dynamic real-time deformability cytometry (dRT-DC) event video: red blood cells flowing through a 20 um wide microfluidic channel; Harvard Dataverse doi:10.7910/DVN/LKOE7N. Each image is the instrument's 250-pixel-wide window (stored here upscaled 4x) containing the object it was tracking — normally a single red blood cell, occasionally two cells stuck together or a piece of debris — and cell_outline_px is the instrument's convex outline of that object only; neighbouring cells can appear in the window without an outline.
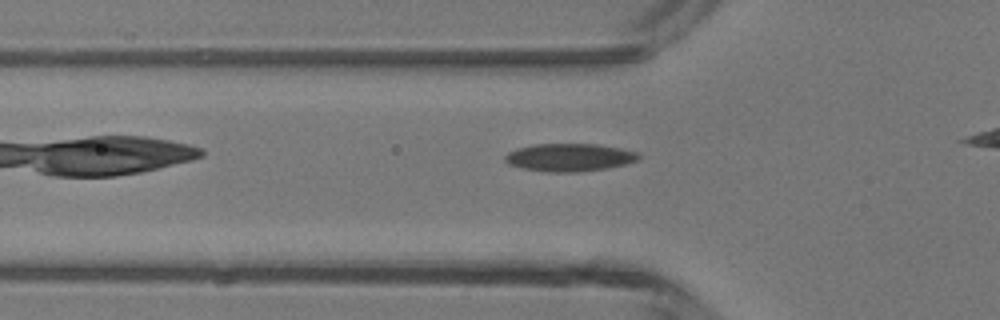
{"species": "common noctule bat (a hibernating species)", "species_latin": "Nyctalus noctula", "temperature_condition": "room temperature", "stored_images_in_passage": 10, "camera_frame_rate_fps": 3000, "um_per_image_px": 0.085, "animal": {"sex": "male", "body_mass_g": 13.3}, "frame": {"image": 1, "passage_image": 5, "time_ms": 1.333, "image_size_px": [1000, 320], "cell_outline_px": [[640, 160], [624, 164], [604, 168], [576, 172], [548, 172], [520, 168], [508, 164], [504, 160], [504, 156], [508, 152], [516, 148], [536, 144], [596, 144], [620, 148], [640, 152]], "centroid_in_image_um": [48.38, 13.37], "position_along_channel_um": 77.4, "area_um2": 21.73}}
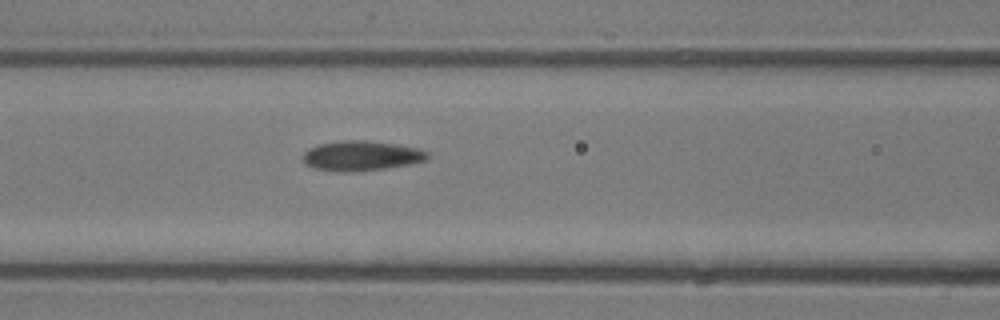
{"frame": {"image": 2, "passage_image": 9, "time_ms": 2.667, "image_size_px": [1000, 320], "cell_outline_px": [[428, 160], [412, 164], [388, 168], [352, 172], [336, 172], [316, 168], [304, 164], [304, 152], [308, 148], [320, 144], [344, 140], [364, 140], [392, 144], [416, 148], [428, 152]], "centroid_in_image_um": [30.71, 13.26], "position_along_channel_um": 135.9, "area_um2": 21.68}}